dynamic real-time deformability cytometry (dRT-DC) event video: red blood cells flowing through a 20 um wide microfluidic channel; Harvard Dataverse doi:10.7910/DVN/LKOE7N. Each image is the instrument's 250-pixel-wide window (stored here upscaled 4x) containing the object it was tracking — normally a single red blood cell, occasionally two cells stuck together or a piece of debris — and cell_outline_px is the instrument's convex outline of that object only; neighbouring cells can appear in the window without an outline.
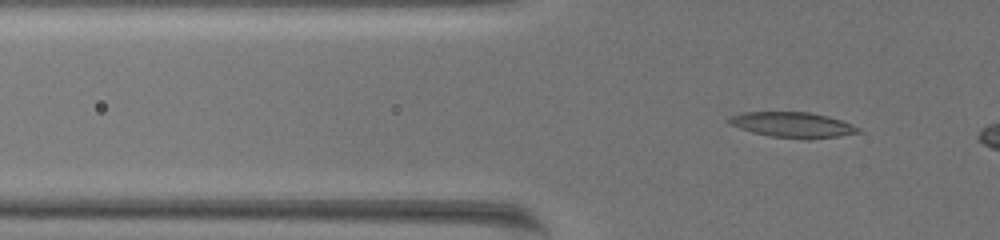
{"species": "common noctule bat (a hibernating species)", "species_latin": "Nyctalus noctula", "temperature_condition": "warm", "stored_images_in_passage": 44, "camera_frame_rate_fps": 3000, "um_per_image_px": 0.085, "animal": {"sex": "female", "body_mass_g": 19.5, "forearm_length_mm": 54.1}, "frame": {"image": 1, "passage_image": 9, "time_ms": 2.667, "image_size_px": [1000, 240], "cell_outline_px": [[860, 132], [840, 136], [808, 140], [768, 136], [752, 132], [728, 124], [728, 120], [732, 116], [744, 112], [808, 112], [828, 116], [852, 124], [860, 128]], "centroid_in_image_um": [67.39, 10.62], "position_along_channel_um": 58.4, "area_um2": 19.19}}
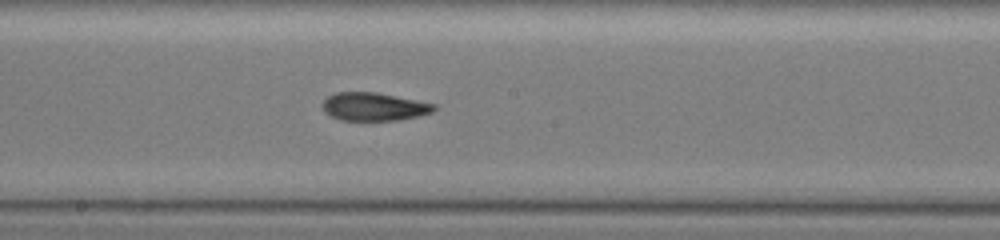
{"frame": {"image": 2, "passage_image": 24, "time_ms": 7.667, "image_size_px": [1000, 240], "cell_outline_px": [[436, 108], [432, 112], [420, 116], [400, 120], [340, 120], [324, 112], [320, 104], [328, 96], [336, 92], [376, 92], [436, 104]], "centroid_in_image_um": [31.77, 9.07], "position_along_channel_um": 216.4, "area_um2": 18.38}}
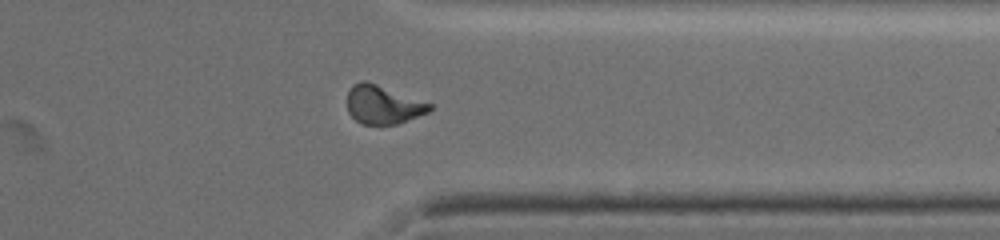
{"frame": {"image": 3, "passage_image": 38, "time_ms": 12.333, "image_size_px": [1000, 240], "cell_outline_px": [[432, 108], [428, 112], [396, 124], [360, 124], [348, 112], [348, 92], [352, 84], [360, 80], [364, 80], [376, 84], [432, 104]], "centroid_in_image_um": [32.52, 8.89], "position_along_channel_um": 378.9, "area_um2": 18.21}}